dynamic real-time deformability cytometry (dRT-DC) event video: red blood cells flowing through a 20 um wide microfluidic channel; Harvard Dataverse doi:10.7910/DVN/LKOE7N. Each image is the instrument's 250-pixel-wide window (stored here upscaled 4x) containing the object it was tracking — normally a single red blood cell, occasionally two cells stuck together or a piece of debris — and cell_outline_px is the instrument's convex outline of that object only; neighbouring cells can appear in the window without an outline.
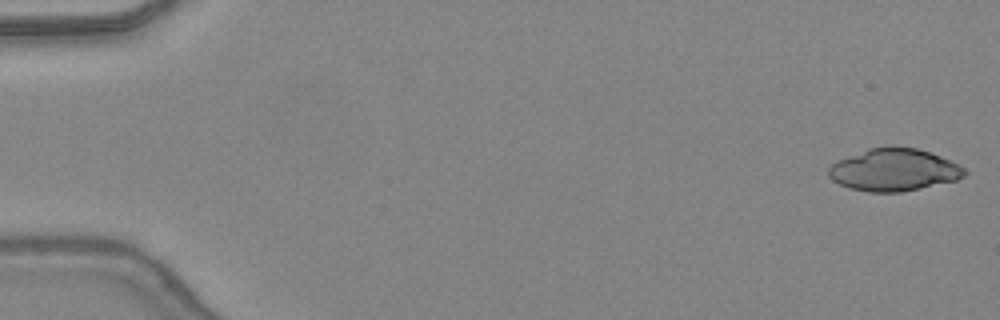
{"species": "common noctule bat (a hibernating species)", "species_latin": "Nyctalus noctula", "temperature_condition": "warm", "stored_images_in_passage": 5, "camera_frame_rate_fps": 3000, "um_per_image_px": 0.085, "animal": {"sex": "female", "body_mass_g": 24.6, "forearm_length_mm": 56.2}, "frame": {"image": 1, "passage_image": 1, "time_ms": 0.0, "image_size_px": [1000, 320], "cell_outline_px": [[968, 172], [964, 176], [956, 180], [900, 192], [868, 192], [848, 188], [832, 180], [828, 176], [828, 168], [836, 160], [868, 148], [888, 144], [892, 144], [916, 148], [940, 156], [960, 164]], "centroid_in_image_um": [75.95, 14.41], "position_along_channel_um": 9.0, "area_um2": 33.99}}